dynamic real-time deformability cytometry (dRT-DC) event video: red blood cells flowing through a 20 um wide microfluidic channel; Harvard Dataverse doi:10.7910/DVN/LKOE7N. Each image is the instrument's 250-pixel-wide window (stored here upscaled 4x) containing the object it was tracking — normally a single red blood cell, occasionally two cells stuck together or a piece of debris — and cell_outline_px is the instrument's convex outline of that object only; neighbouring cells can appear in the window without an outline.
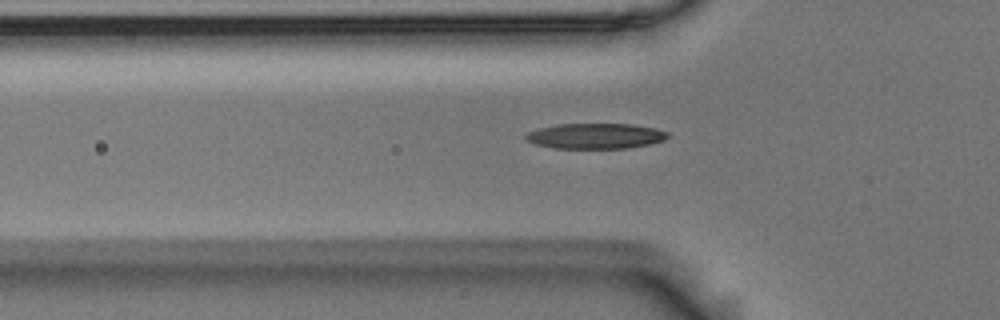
{"species": "Egyptian fruit bat (a non-hibernating species)", "species_latin": "Rousettus aegyptiacus", "temperature_condition": "room temperature", "stored_images_in_passage": 42, "camera_frame_rate_fps": 3000, "um_per_image_px": 0.085, "animal": {"sex": "male"}, "frame": {"image": 1, "passage_image": 9, "time_ms": 2.667, "image_size_px": [1000, 320], "cell_outline_px": [[672, 136], [664, 140], [648, 144], [628, 148], [552, 148], [536, 144], [524, 140], [524, 136], [528, 132], [536, 128], [556, 124], [632, 124], [656, 128], [668, 132]], "centroid_in_image_um": [50.6, 11.55], "position_along_channel_um": 75.2, "area_um2": 21.27}}
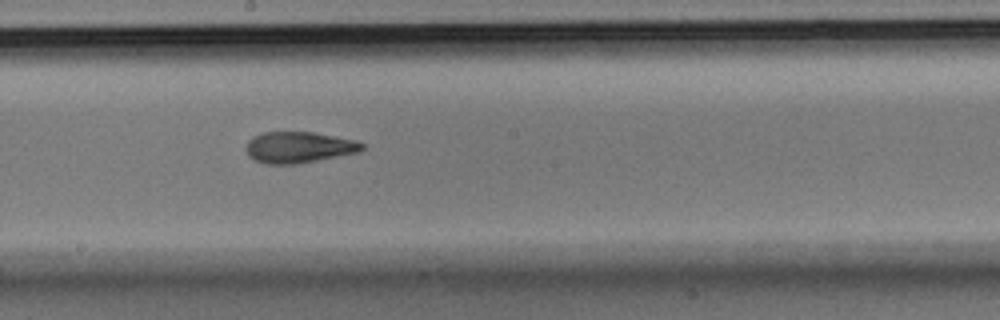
{"frame": {"image": 2, "passage_image": 21, "time_ms": 6.667, "image_size_px": [1000, 320], "cell_outline_px": [[364, 148], [356, 152], [296, 164], [264, 164], [248, 156], [248, 140], [252, 136], [264, 132], [312, 132], [356, 140], [364, 144]], "centroid_in_image_um": [25.37, 12.51], "position_along_channel_um": 222.8, "area_um2": 20.75}}
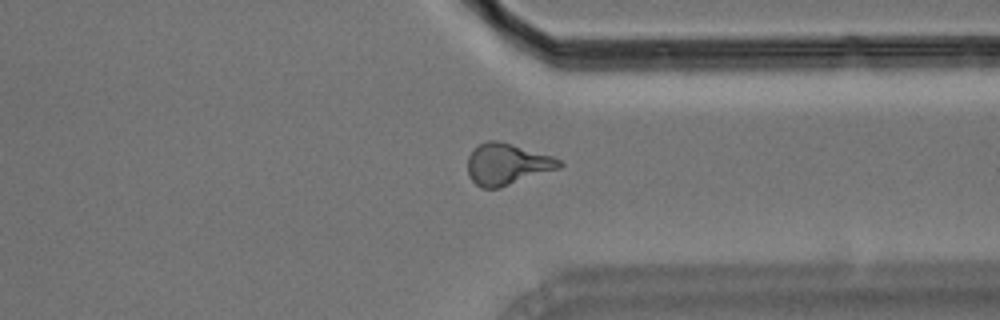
{"frame": {"image": 3, "passage_image": 33, "time_ms": 10.667, "image_size_px": [1000, 320], "cell_outline_px": [[564, 164], [560, 168], [500, 188], [480, 188], [468, 176], [468, 156], [472, 148], [476, 144], [488, 140], [500, 140], [552, 156], [560, 160]], "centroid_in_image_um": [43.07, 13.94], "position_along_channel_um": 368.3, "area_um2": 22.43}}